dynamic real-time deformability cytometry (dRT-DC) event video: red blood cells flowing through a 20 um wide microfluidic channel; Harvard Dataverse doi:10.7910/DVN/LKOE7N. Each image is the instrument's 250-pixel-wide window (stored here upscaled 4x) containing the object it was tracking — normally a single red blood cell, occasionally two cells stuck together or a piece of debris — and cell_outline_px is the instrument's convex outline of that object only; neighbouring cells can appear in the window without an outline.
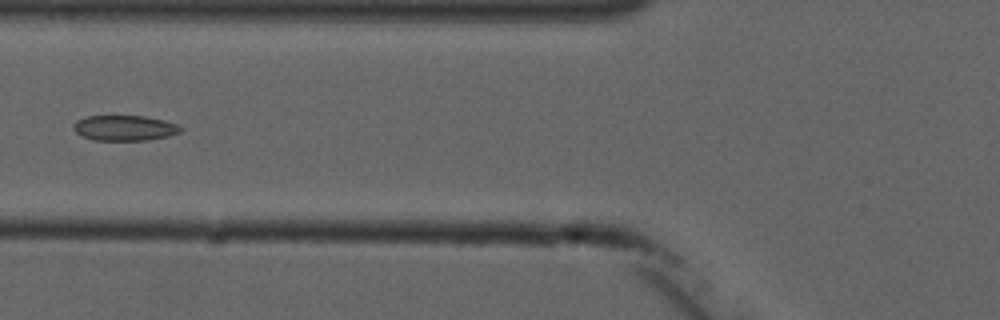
{"species": "common noctule bat (a hibernating species)", "species_latin": "Nyctalus noctula", "temperature_condition": "cold", "stored_images_in_passage": 6, "camera_frame_rate_fps": 3000, "um_per_image_px": 0.085, "animal": {"sex": "male", "forearm_length_mm": 52.5}, "frame": {"image": 1, "passage_image": 6, "time_ms": 5.667, "image_size_px": [1000, 320], "cell_outline_px": [[184, 128], [180, 132], [168, 136], [148, 140], [92, 140], [80, 136], [72, 128], [72, 124], [76, 120], [88, 116], [144, 116], [164, 120], [180, 124]], "centroid_in_image_um": [10.59, 10.88], "position_along_channel_um": 115.2, "area_um2": 16.07}}